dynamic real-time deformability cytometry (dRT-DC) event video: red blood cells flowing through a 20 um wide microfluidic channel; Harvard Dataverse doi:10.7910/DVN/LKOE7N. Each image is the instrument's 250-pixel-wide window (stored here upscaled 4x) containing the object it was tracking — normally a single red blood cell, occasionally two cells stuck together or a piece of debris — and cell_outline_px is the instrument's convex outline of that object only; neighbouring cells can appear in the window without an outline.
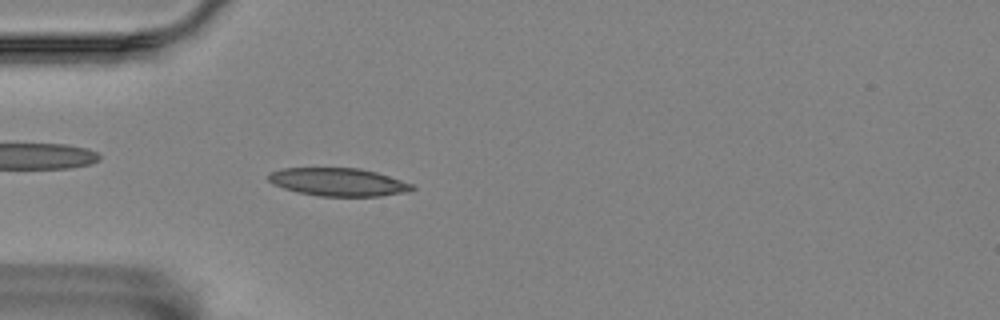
{"species": "Egyptian fruit bat (a non-hibernating species)", "species_latin": "Rousettus aegyptiacus", "temperature_condition": "room temperature", "stored_images_in_passage": 4, "camera_frame_rate_fps": 3000, "um_per_image_px": 0.085, "animal": {"sex": "female"}, "frame": {"image": 1, "passage_image": 4, "time_ms": 1.0, "image_size_px": [1000, 320], "cell_outline_px": [[416, 188], [404, 192], [380, 196], [320, 196], [296, 192], [272, 184], [268, 180], [268, 172], [284, 168], [360, 168], [376, 172], [412, 184]], "centroid_in_image_um": [28.7, 15.47], "position_along_channel_um": 56.3, "area_um2": 23.35}}